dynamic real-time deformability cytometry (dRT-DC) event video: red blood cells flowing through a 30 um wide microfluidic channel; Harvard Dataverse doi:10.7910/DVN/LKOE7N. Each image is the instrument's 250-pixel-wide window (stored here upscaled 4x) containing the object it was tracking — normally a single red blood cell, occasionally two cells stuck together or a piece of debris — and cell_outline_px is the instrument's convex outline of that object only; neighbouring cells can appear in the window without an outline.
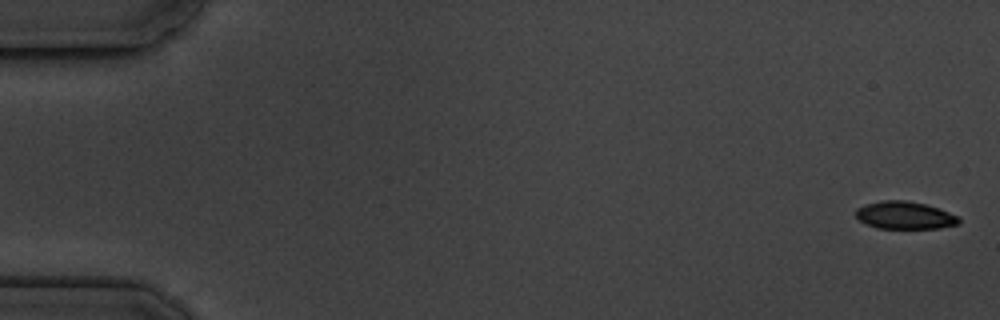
{"species": "common noctule bat (a hibernating species)", "species_latin": "Nyctalus noctula", "temperature_condition": "cold", "stored_images_in_passage": 17, "camera_frame_rate_fps": 3000, "um_per_image_px": 0.085, "animal": {"sex": "male", "body_mass_g": 19.5, "forearm_length_mm": 54.6}, "frame": {"image": 1, "passage_image": 1, "time_ms": 0.0, "image_size_px": [1000, 320], "cell_outline_px": [[960, 224], [940, 228], [876, 228], [860, 220], [856, 216], [856, 208], [880, 200], [904, 200], [924, 204], [960, 216]], "centroid_in_image_um": [76.93, 18.3], "position_along_channel_um": 8.1, "area_um2": 16.42}}
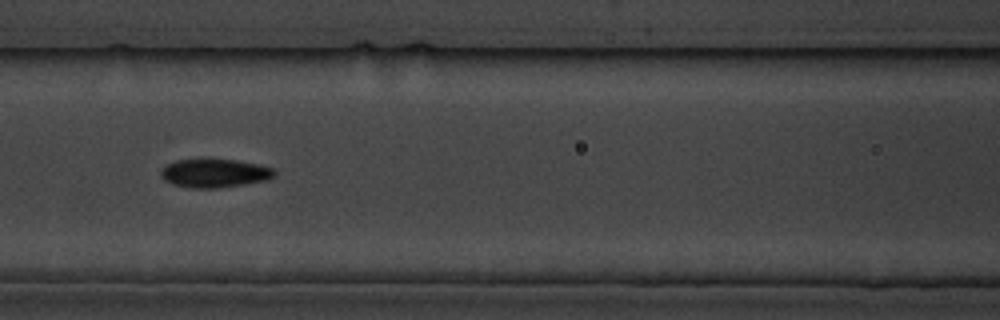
{"frame": {"image": 2, "passage_image": 8, "time_ms": 8.0, "image_size_px": [1000, 320], "cell_outline_px": [[276, 176], [268, 180], [220, 188], [192, 188], [172, 184], [164, 180], [160, 176], [160, 172], [168, 164], [176, 160], [200, 156], [236, 160], [260, 164], [276, 168]], "centroid_in_image_um": [18.26, 14.68], "position_along_channel_um": 148.3, "area_um2": 19.83}}
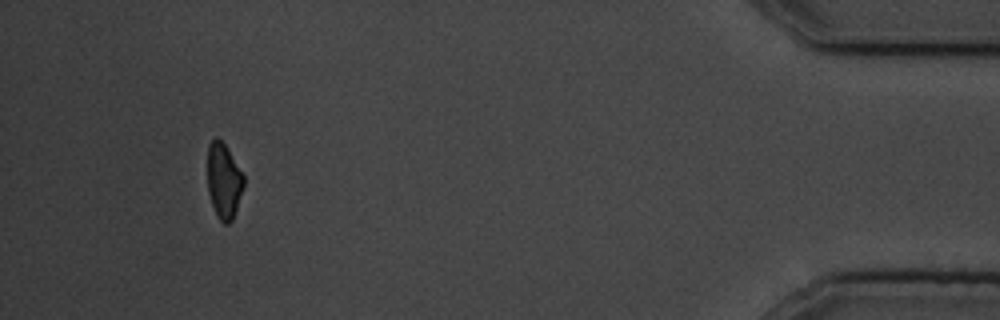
{"frame": {"image": 3, "passage_image": 16, "time_ms": 17.333, "image_size_px": [1000, 320], "cell_outline_px": [[244, 184], [232, 220], [228, 224], [224, 224], [216, 216], [208, 192], [208, 144], [216, 136], [224, 144], [244, 176]], "centroid_in_image_um": [19.0, 15.39], "position_along_channel_um": 416.2, "area_um2": 15.61}, "authors_computed_cell_mechanics": {"area_um2": 18.4382, "velocity_mm_per_s": 3.5721, "shape_relaxation_time_tau1_ms": 5.4102, "shape_relaxation_time_tau2_ms": 3.6447, "deformation_change_tau1": 0.1228, "deformation_change_tau2": 0.0878}}